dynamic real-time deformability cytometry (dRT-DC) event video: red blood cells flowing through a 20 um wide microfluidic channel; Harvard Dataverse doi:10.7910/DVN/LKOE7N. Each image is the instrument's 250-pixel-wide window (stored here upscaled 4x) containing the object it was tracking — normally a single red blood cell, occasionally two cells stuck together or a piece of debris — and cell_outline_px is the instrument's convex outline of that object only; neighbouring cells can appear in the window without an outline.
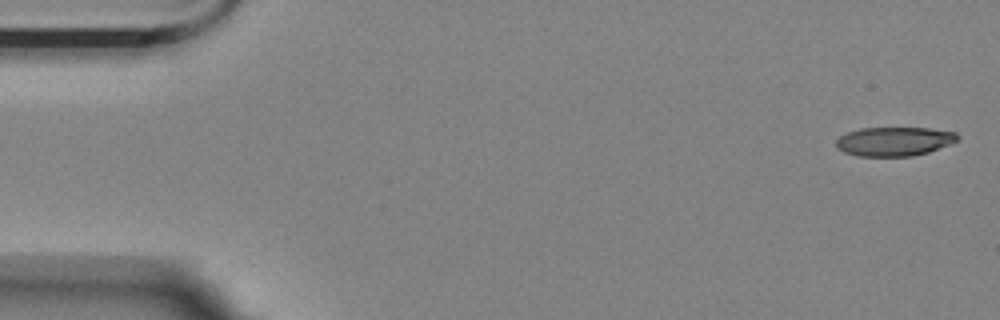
{"species": "Egyptian fruit bat (a non-hibernating species)", "species_latin": "Rousettus aegyptiacus", "temperature_condition": "room temperature", "stored_images_in_passage": 4, "camera_frame_rate_fps": 3000, "um_per_image_px": 0.085, "animal": {"sex": "female"}, "frame": {"image": 1, "passage_image": 1, "time_ms": 0.0, "image_size_px": [1000, 320], "cell_outline_px": [[960, 136], [956, 140], [948, 144], [928, 152], [912, 156], [856, 156], [844, 152], [836, 148], [836, 140], [840, 136], [848, 132], [860, 128], [928, 128], [956, 132]], "centroid_in_image_um": [75.97, 12.02], "position_along_channel_um": 9.0, "area_um2": 20.46}}
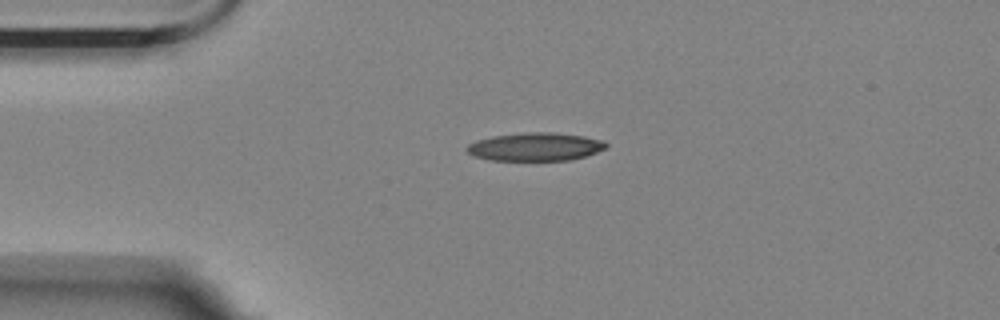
{"frame": {"image": 2, "passage_image": 4, "time_ms": 1.0, "image_size_px": [1000, 320], "cell_outline_px": [[608, 144], [604, 148], [596, 152], [584, 156], [568, 160], [492, 160], [472, 156], [464, 148], [468, 144], [476, 140], [492, 136], [524, 132], [556, 132], [584, 136], [604, 140]], "centroid_in_image_um": [45.47, 12.46], "position_along_channel_um": 39.5, "area_um2": 22.95}}